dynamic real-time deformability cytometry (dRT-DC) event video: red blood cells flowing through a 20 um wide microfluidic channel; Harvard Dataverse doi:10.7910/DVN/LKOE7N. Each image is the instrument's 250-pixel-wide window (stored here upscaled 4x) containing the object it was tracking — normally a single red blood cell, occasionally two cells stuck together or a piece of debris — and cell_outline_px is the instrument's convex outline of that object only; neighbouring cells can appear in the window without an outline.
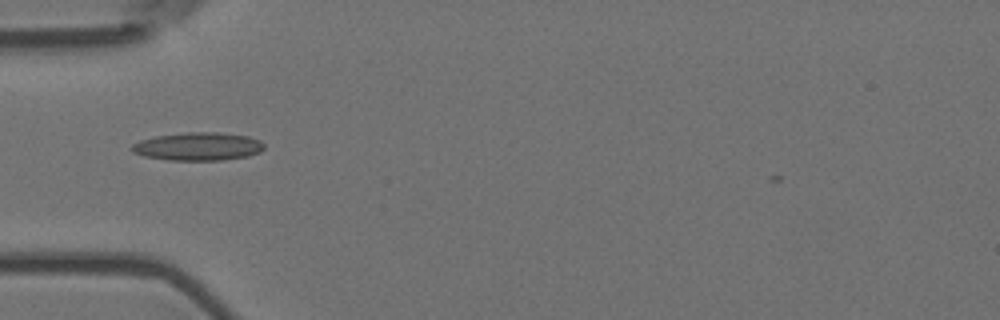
{"species": "Egyptian fruit bat (a non-hibernating species)", "species_latin": "Rousettus aegyptiacus", "temperature_condition": "room temperature", "stored_images_in_passage": 39, "camera_frame_rate_fps": 3000, "um_per_image_px": 0.085, "animal": {"sex": "female"}, "frame": {"image": 1, "passage_image": 1, "time_ms": 0.0, "image_size_px": [1000, 320], "cell_outline_px": [[264, 148], [260, 152], [248, 156], [220, 160], [168, 160], [144, 156], [132, 152], [132, 144], [140, 140], [156, 136], [188, 132], [220, 132], [248, 136], [260, 140], [264, 144]], "centroid_in_image_um": [16.85, 12.44], "position_along_channel_um": 68.2, "area_um2": 21.68}}
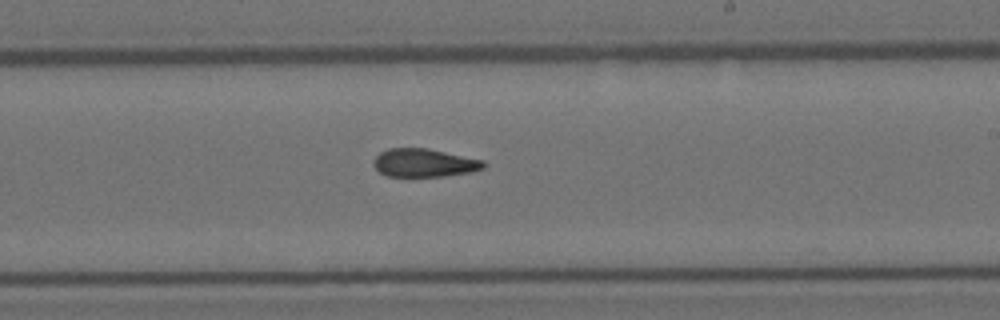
{"frame": {"image": 2, "passage_image": 16, "time_ms": 5.0, "image_size_px": [1000, 320], "cell_outline_px": [[484, 168], [472, 172], [444, 176], [388, 176], [380, 172], [372, 164], [372, 160], [380, 152], [388, 148], [428, 148], [484, 160]], "centroid_in_image_um": [36.04, 13.83], "position_along_channel_um": 253.0, "area_um2": 18.15}}
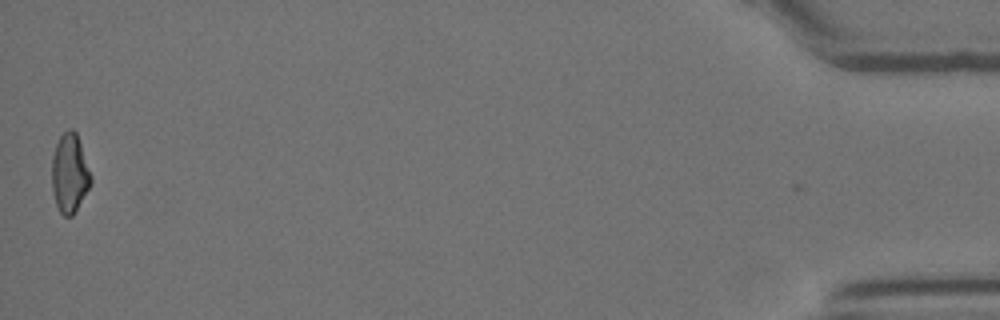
{"frame": {"image": 3, "passage_image": 38, "time_ms": 12.333, "image_size_px": [1000, 320], "cell_outline_px": [[92, 180], [88, 188], [72, 216], [64, 216], [60, 212], [56, 204], [52, 192], [52, 156], [56, 144], [60, 136], [68, 128], [72, 128], [76, 132], [92, 176]], "centroid_in_image_um": [5.91, 14.71], "position_along_channel_um": 429.3, "area_um2": 17.8}, "authors_computed_cell_mechanics": {"area_um2": 18.4382, "velocity_mm_per_s": 3.6757, "shape_relaxation_time_tau1_ms": null, "shape_relaxation_time_tau2_ms": 2.6664, "deformation_change_tau1": null, "deformation_change_tau2": 0.0985}}